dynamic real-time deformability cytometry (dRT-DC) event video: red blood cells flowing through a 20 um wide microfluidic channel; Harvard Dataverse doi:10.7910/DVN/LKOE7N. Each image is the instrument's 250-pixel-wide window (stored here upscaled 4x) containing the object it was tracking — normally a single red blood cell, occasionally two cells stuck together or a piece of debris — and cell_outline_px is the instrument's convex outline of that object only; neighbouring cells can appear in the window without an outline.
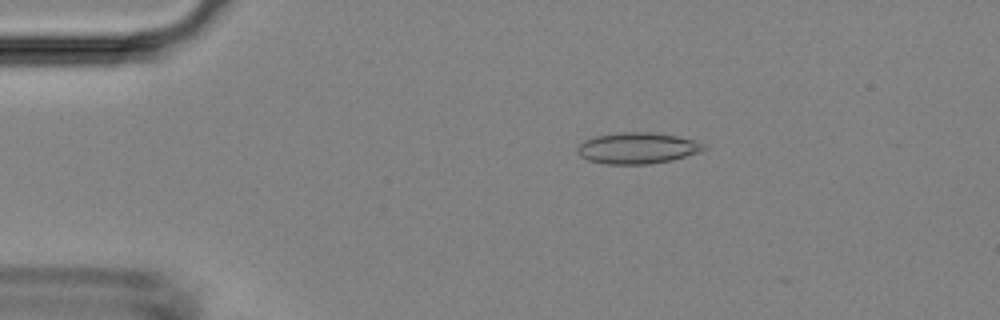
{"species": "Egyptian fruit bat (a non-hibernating species)", "species_latin": "Rousettus aegyptiacus", "temperature_condition": "room temperature", "stored_images_in_passage": 5, "camera_frame_rate_fps": 3000, "um_per_image_px": 0.085, "animal": {"sex": "female"}, "frame": {"image": 1, "passage_image": 3, "time_ms": 2.333, "image_size_px": [1000, 320], "cell_outline_px": [[708, 148], [700, 152], [672, 160], [648, 164], [604, 164], [588, 160], [580, 156], [576, 152], [576, 148], [584, 140], [596, 136], [620, 132], [652, 132], [676, 136], [696, 140], [704, 144]], "centroid_in_image_um": [54.18, 12.59], "position_along_channel_um": 30.8, "area_um2": 23.12}}